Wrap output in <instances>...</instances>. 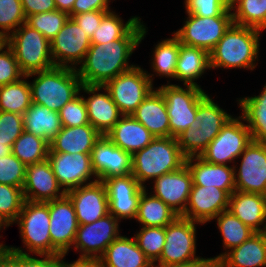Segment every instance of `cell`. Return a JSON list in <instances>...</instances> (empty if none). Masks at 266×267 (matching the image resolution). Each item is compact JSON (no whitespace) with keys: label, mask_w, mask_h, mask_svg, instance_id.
<instances>
[{"label":"cell","mask_w":266,"mask_h":267,"mask_svg":"<svg viewBox=\"0 0 266 267\" xmlns=\"http://www.w3.org/2000/svg\"><path fill=\"white\" fill-rule=\"evenodd\" d=\"M144 26L140 39H117L103 44H91L83 62L76 68L82 84L104 86L119 74L130 70L129 57L147 34Z\"/></svg>","instance_id":"obj_1"},{"label":"cell","mask_w":266,"mask_h":267,"mask_svg":"<svg viewBox=\"0 0 266 267\" xmlns=\"http://www.w3.org/2000/svg\"><path fill=\"white\" fill-rule=\"evenodd\" d=\"M261 31L233 23L209 53L210 68L254 70L259 61Z\"/></svg>","instance_id":"obj_2"},{"label":"cell","mask_w":266,"mask_h":267,"mask_svg":"<svg viewBox=\"0 0 266 267\" xmlns=\"http://www.w3.org/2000/svg\"><path fill=\"white\" fill-rule=\"evenodd\" d=\"M185 161L176 138L155 137L146 147L131 155V174L146 188V181L179 170Z\"/></svg>","instance_id":"obj_3"},{"label":"cell","mask_w":266,"mask_h":267,"mask_svg":"<svg viewBox=\"0 0 266 267\" xmlns=\"http://www.w3.org/2000/svg\"><path fill=\"white\" fill-rule=\"evenodd\" d=\"M26 76L35 77L30 82L32 103L55 112H59L66 103L75 98L82 86L77 70L69 67L54 66Z\"/></svg>","instance_id":"obj_4"},{"label":"cell","mask_w":266,"mask_h":267,"mask_svg":"<svg viewBox=\"0 0 266 267\" xmlns=\"http://www.w3.org/2000/svg\"><path fill=\"white\" fill-rule=\"evenodd\" d=\"M231 117L207 94L198 103L195 120L176 137L183 155L200 156Z\"/></svg>","instance_id":"obj_5"},{"label":"cell","mask_w":266,"mask_h":267,"mask_svg":"<svg viewBox=\"0 0 266 267\" xmlns=\"http://www.w3.org/2000/svg\"><path fill=\"white\" fill-rule=\"evenodd\" d=\"M20 71L28 74L48 70L55 66L50 50V41L36 29L23 23L7 39Z\"/></svg>","instance_id":"obj_6"},{"label":"cell","mask_w":266,"mask_h":267,"mask_svg":"<svg viewBox=\"0 0 266 267\" xmlns=\"http://www.w3.org/2000/svg\"><path fill=\"white\" fill-rule=\"evenodd\" d=\"M166 102L169 116L170 137L176 138L195 120L198 103L208 94L194 85L170 84L158 88Z\"/></svg>","instance_id":"obj_7"},{"label":"cell","mask_w":266,"mask_h":267,"mask_svg":"<svg viewBox=\"0 0 266 267\" xmlns=\"http://www.w3.org/2000/svg\"><path fill=\"white\" fill-rule=\"evenodd\" d=\"M14 223L18 224L22 243L29 254L51 255L49 201L25 200Z\"/></svg>","instance_id":"obj_8"},{"label":"cell","mask_w":266,"mask_h":267,"mask_svg":"<svg viewBox=\"0 0 266 267\" xmlns=\"http://www.w3.org/2000/svg\"><path fill=\"white\" fill-rule=\"evenodd\" d=\"M153 78L154 74L135 65L108 81L104 87L108 90L120 113L131 115L154 89Z\"/></svg>","instance_id":"obj_9"},{"label":"cell","mask_w":266,"mask_h":267,"mask_svg":"<svg viewBox=\"0 0 266 267\" xmlns=\"http://www.w3.org/2000/svg\"><path fill=\"white\" fill-rule=\"evenodd\" d=\"M188 14L182 28L173 34L183 45L201 48L210 53L234 23L229 7L221 16L200 17Z\"/></svg>","instance_id":"obj_10"},{"label":"cell","mask_w":266,"mask_h":267,"mask_svg":"<svg viewBox=\"0 0 266 267\" xmlns=\"http://www.w3.org/2000/svg\"><path fill=\"white\" fill-rule=\"evenodd\" d=\"M252 140L244 118L232 116L200 157L211 164L235 163V159L239 158Z\"/></svg>","instance_id":"obj_11"},{"label":"cell","mask_w":266,"mask_h":267,"mask_svg":"<svg viewBox=\"0 0 266 267\" xmlns=\"http://www.w3.org/2000/svg\"><path fill=\"white\" fill-rule=\"evenodd\" d=\"M196 224V225H195ZM201 224L178 216L165 227V244L158 264H181L201 260L196 255V228Z\"/></svg>","instance_id":"obj_12"},{"label":"cell","mask_w":266,"mask_h":267,"mask_svg":"<svg viewBox=\"0 0 266 267\" xmlns=\"http://www.w3.org/2000/svg\"><path fill=\"white\" fill-rule=\"evenodd\" d=\"M90 154L48 152L47 160L50 162L53 173L65 193L98 181L92 168ZM92 177L94 178L92 179Z\"/></svg>","instance_id":"obj_13"},{"label":"cell","mask_w":266,"mask_h":267,"mask_svg":"<svg viewBox=\"0 0 266 267\" xmlns=\"http://www.w3.org/2000/svg\"><path fill=\"white\" fill-rule=\"evenodd\" d=\"M119 222L109 213L93 223L79 225L73 250L80 253L79 258L99 259L106 248L121 235Z\"/></svg>","instance_id":"obj_14"},{"label":"cell","mask_w":266,"mask_h":267,"mask_svg":"<svg viewBox=\"0 0 266 267\" xmlns=\"http://www.w3.org/2000/svg\"><path fill=\"white\" fill-rule=\"evenodd\" d=\"M51 255H66L74 244L79 227L70 198L49 201Z\"/></svg>","instance_id":"obj_15"},{"label":"cell","mask_w":266,"mask_h":267,"mask_svg":"<svg viewBox=\"0 0 266 267\" xmlns=\"http://www.w3.org/2000/svg\"><path fill=\"white\" fill-rule=\"evenodd\" d=\"M240 158L239 168L234 165L236 191L266 196V142L252 140Z\"/></svg>","instance_id":"obj_16"},{"label":"cell","mask_w":266,"mask_h":267,"mask_svg":"<svg viewBox=\"0 0 266 267\" xmlns=\"http://www.w3.org/2000/svg\"><path fill=\"white\" fill-rule=\"evenodd\" d=\"M90 46V38L71 17L50 41L51 56L55 66L74 69L83 62Z\"/></svg>","instance_id":"obj_17"},{"label":"cell","mask_w":266,"mask_h":267,"mask_svg":"<svg viewBox=\"0 0 266 267\" xmlns=\"http://www.w3.org/2000/svg\"><path fill=\"white\" fill-rule=\"evenodd\" d=\"M102 182L107 192L109 213L120 222L122 219H135L145 187H142L132 174L112 176Z\"/></svg>","instance_id":"obj_18"},{"label":"cell","mask_w":266,"mask_h":267,"mask_svg":"<svg viewBox=\"0 0 266 267\" xmlns=\"http://www.w3.org/2000/svg\"><path fill=\"white\" fill-rule=\"evenodd\" d=\"M230 195L214 186L192 185L188 202L181 217L206 224L229 208Z\"/></svg>","instance_id":"obj_19"},{"label":"cell","mask_w":266,"mask_h":267,"mask_svg":"<svg viewBox=\"0 0 266 267\" xmlns=\"http://www.w3.org/2000/svg\"><path fill=\"white\" fill-rule=\"evenodd\" d=\"M90 155L93 171L99 181L132 172L131 154L118 148L105 135L95 142Z\"/></svg>","instance_id":"obj_20"},{"label":"cell","mask_w":266,"mask_h":267,"mask_svg":"<svg viewBox=\"0 0 266 267\" xmlns=\"http://www.w3.org/2000/svg\"><path fill=\"white\" fill-rule=\"evenodd\" d=\"M79 225L93 223L109 214L108 197L102 181L80 186L67 192Z\"/></svg>","instance_id":"obj_21"},{"label":"cell","mask_w":266,"mask_h":267,"mask_svg":"<svg viewBox=\"0 0 266 267\" xmlns=\"http://www.w3.org/2000/svg\"><path fill=\"white\" fill-rule=\"evenodd\" d=\"M152 195L161 199L179 216L186 208L193 185L192 175L185 164L179 170L163 174L153 181Z\"/></svg>","instance_id":"obj_22"},{"label":"cell","mask_w":266,"mask_h":267,"mask_svg":"<svg viewBox=\"0 0 266 267\" xmlns=\"http://www.w3.org/2000/svg\"><path fill=\"white\" fill-rule=\"evenodd\" d=\"M22 189L25 200L31 202H48L66 195L48 160L26 166Z\"/></svg>","instance_id":"obj_23"},{"label":"cell","mask_w":266,"mask_h":267,"mask_svg":"<svg viewBox=\"0 0 266 267\" xmlns=\"http://www.w3.org/2000/svg\"><path fill=\"white\" fill-rule=\"evenodd\" d=\"M104 92L100 93L99 91ZM91 96L84 97L89 123L105 135L119 121L122 114L104 86L82 84L80 92Z\"/></svg>","instance_id":"obj_24"},{"label":"cell","mask_w":266,"mask_h":267,"mask_svg":"<svg viewBox=\"0 0 266 267\" xmlns=\"http://www.w3.org/2000/svg\"><path fill=\"white\" fill-rule=\"evenodd\" d=\"M193 185L216 187L231 195L235 190L234 165L211 164L200 156L186 158Z\"/></svg>","instance_id":"obj_25"},{"label":"cell","mask_w":266,"mask_h":267,"mask_svg":"<svg viewBox=\"0 0 266 267\" xmlns=\"http://www.w3.org/2000/svg\"><path fill=\"white\" fill-rule=\"evenodd\" d=\"M228 210L255 232H266V196L234 191Z\"/></svg>","instance_id":"obj_26"},{"label":"cell","mask_w":266,"mask_h":267,"mask_svg":"<svg viewBox=\"0 0 266 267\" xmlns=\"http://www.w3.org/2000/svg\"><path fill=\"white\" fill-rule=\"evenodd\" d=\"M156 89V90H155ZM153 89L131 114L155 137H170L169 116L161 91Z\"/></svg>","instance_id":"obj_27"},{"label":"cell","mask_w":266,"mask_h":267,"mask_svg":"<svg viewBox=\"0 0 266 267\" xmlns=\"http://www.w3.org/2000/svg\"><path fill=\"white\" fill-rule=\"evenodd\" d=\"M105 136L118 148L131 155L146 147L155 138L132 115H122L119 121Z\"/></svg>","instance_id":"obj_28"},{"label":"cell","mask_w":266,"mask_h":267,"mask_svg":"<svg viewBox=\"0 0 266 267\" xmlns=\"http://www.w3.org/2000/svg\"><path fill=\"white\" fill-rule=\"evenodd\" d=\"M216 267H266V232H255L240 246L228 251Z\"/></svg>","instance_id":"obj_29"},{"label":"cell","mask_w":266,"mask_h":267,"mask_svg":"<svg viewBox=\"0 0 266 267\" xmlns=\"http://www.w3.org/2000/svg\"><path fill=\"white\" fill-rule=\"evenodd\" d=\"M101 136L91 124L75 127L62 126L50 142L49 152L91 153L95 142Z\"/></svg>","instance_id":"obj_30"},{"label":"cell","mask_w":266,"mask_h":267,"mask_svg":"<svg viewBox=\"0 0 266 267\" xmlns=\"http://www.w3.org/2000/svg\"><path fill=\"white\" fill-rule=\"evenodd\" d=\"M144 26L138 16H132L124 24L121 17L110 10L103 16L90 41L91 44H103L117 39H140Z\"/></svg>","instance_id":"obj_31"},{"label":"cell","mask_w":266,"mask_h":267,"mask_svg":"<svg viewBox=\"0 0 266 267\" xmlns=\"http://www.w3.org/2000/svg\"><path fill=\"white\" fill-rule=\"evenodd\" d=\"M103 267H151L152 262L138 247L134 237L120 235L99 258Z\"/></svg>","instance_id":"obj_32"},{"label":"cell","mask_w":266,"mask_h":267,"mask_svg":"<svg viewBox=\"0 0 266 267\" xmlns=\"http://www.w3.org/2000/svg\"><path fill=\"white\" fill-rule=\"evenodd\" d=\"M207 69H211L209 53L201 48L183 45L179 41L175 80L183 82V85L200 87L195 80L201 78Z\"/></svg>","instance_id":"obj_33"},{"label":"cell","mask_w":266,"mask_h":267,"mask_svg":"<svg viewBox=\"0 0 266 267\" xmlns=\"http://www.w3.org/2000/svg\"><path fill=\"white\" fill-rule=\"evenodd\" d=\"M24 130L45 139L49 144L62 129L59 112L32 103L23 114Z\"/></svg>","instance_id":"obj_34"},{"label":"cell","mask_w":266,"mask_h":267,"mask_svg":"<svg viewBox=\"0 0 266 267\" xmlns=\"http://www.w3.org/2000/svg\"><path fill=\"white\" fill-rule=\"evenodd\" d=\"M149 194V195H148ZM179 215L161 199L148 193L146 188L142 191L136 214V222L146 227H166Z\"/></svg>","instance_id":"obj_35"},{"label":"cell","mask_w":266,"mask_h":267,"mask_svg":"<svg viewBox=\"0 0 266 267\" xmlns=\"http://www.w3.org/2000/svg\"><path fill=\"white\" fill-rule=\"evenodd\" d=\"M237 101L253 141L266 142V84L259 95L240 97Z\"/></svg>","instance_id":"obj_36"},{"label":"cell","mask_w":266,"mask_h":267,"mask_svg":"<svg viewBox=\"0 0 266 267\" xmlns=\"http://www.w3.org/2000/svg\"><path fill=\"white\" fill-rule=\"evenodd\" d=\"M216 219L217 228L223 237L225 252L211 257L217 263L228 251L240 246L252 234L255 233L249 226L245 225L239 218L234 216L229 210L221 212ZM228 249V250H227Z\"/></svg>","instance_id":"obj_37"},{"label":"cell","mask_w":266,"mask_h":267,"mask_svg":"<svg viewBox=\"0 0 266 267\" xmlns=\"http://www.w3.org/2000/svg\"><path fill=\"white\" fill-rule=\"evenodd\" d=\"M27 76L18 82L0 86V111L23 115L32 104L31 87Z\"/></svg>","instance_id":"obj_38"},{"label":"cell","mask_w":266,"mask_h":267,"mask_svg":"<svg viewBox=\"0 0 266 267\" xmlns=\"http://www.w3.org/2000/svg\"><path fill=\"white\" fill-rule=\"evenodd\" d=\"M49 149L45 139L24 130L13 143L12 154L25 166H29L47 160Z\"/></svg>","instance_id":"obj_39"},{"label":"cell","mask_w":266,"mask_h":267,"mask_svg":"<svg viewBox=\"0 0 266 267\" xmlns=\"http://www.w3.org/2000/svg\"><path fill=\"white\" fill-rule=\"evenodd\" d=\"M234 24L266 29V0H230Z\"/></svg>","instance_id":"obj_40"},{"label":"cell","mask_w":266,"mask_h":267,"mask_svg":"<svg viewBox=\"0 0 266 267\" xmlns=\"http://www.w3.org/2000/svg\"><path fill=\"white\" fill-rule=\"evenodd\" d=\"M172 35V38H166L155 45L151 69L157 76L175 79L179 39L173 33Z\"/></svg>","instance_id":"obj_41"},{"label":"cell","mask_w":266,"mask_h":267,"mask_svg":"<svg viewBox=\"0 0 266 267\" xmlns=\"http://www.w3.org/2000/svg\"><path fill=\"white\" fill-rule=\"evenodd\" d=\"M68 19V13L56 9L27 16L25 23L43 34L48 41H51Z\"/></svg>","instance_id":"obj_42"},{"label":"cell","mask_w":266,"mask_h":267,"mask_svg":"<svg viewBox=\"0 0 266 267\" xmlns=\"http://www.w3.org/2000/svg\"><path fill=\"white\" fill-rule=\"evenodd\" d=\"M133 237L152 263L160 258L165 244V227L142 226Z\"/></svg>","instance_id":"obj_43"},{"label":"cell","mask_w":266,"mask_h":267,"mask_svg":"<svg viewBox=\"0 0 266 267\" xmlns=\"http://www.w3.org/2000/svg\"><path fill=\"white\" fill-rule=\"evenodd\" d=\"M25 198L21 187L0 184V215L11 225L19 216Z\"/></svg>","instance_id":"obj_44"},{"label":"cell","mask_w":266,"mask_h":267,"mask_svg":"<svg viewBox=\"0 0 266 267\" xmlns=\"http://www.w3.org/2000/svg\"><path fill=\"white\" fill-rule=\"evenodd\" d=\"M26 22L21 0H0V34L6 39Z\"/></svg>","instance_id":"obj_45"},{"label":"cell","mask_w":266,"mask_h":267,"mask_svg":"<svg viewBox=\"0 0 266 267\" xmlns=\"http://www.w3.org/2000/svg\"><path fill=\"white\" fill-rule=\"evenodd\" d=\"M26 166L12 153L0 158V184L23 187Z\"/></svg>","instance_id":"obj_46"},{"label":"cell","mask_w":266,"mask_h":267,"mask_svg":"<svg viewBox=\"0 0 266 267\" xmlns=\"http://www.w3.org/2000/svg\"><path fill=\"white\" fill-rule=\"evenodd\" d=\"M79 93L59 111L62 126L75 127L90 124L84 102V96Z\"/></svg>","instance_id":"obj_47"},{"label":"cell","mask_w":266,"mask_h":267,"mask_svg":"<svg viewBox=\"0 0 266 267\" xmlns=\"http://www.w3.org/2000/svg\"><path fill=\"white\" fill-rule=\"evenodd\" d=\"M23 132V115L0 111V144L13 146V143Z\"/></svg>","instance_id":"obj_48"},{"label":"cell","mask_w":266,"mask_h":267,"mask_svg":"<svg viewBox=\"0 0 266 267\" xmlns=\"http://www.w3.org/2000/svg\"><path fill=\"white\" fill-rule=\"evenodd\" d=\"M24 76L12 48L5 43L0 48V86L18 82Z\"/></svg>","instance_id":"obj_49"},{"label":"cell","mask_w":266,"mask_h":267,"mask_svg":"<svg viewBox=\"0 0 266 267\" xmlns=\"http://www.w3.org/2000/svg\"><path fill=\"white\" fill-rule=\"evenodd\" d=\"M186 13L200 17L221 16L229 7L230 0H185Z\"/></svg>","instance_id":"obj_50"},{"label":"cell","mask_w":266,"mask_h":267,"mask_svg":"<svg viewBox=\"0 0 266 267\" xmlns=\"http://www.w3.org/2000/svg\"><path fill=\"white\" fill-rule=\"evenodd\" d=\"M8 249L17 253H23V267H59L60 256H53L47 254H36L38 257H43L38 259L31 256L28 252L24 251L23 248H17L9 246Z\"/></svg>","instance_id":"obj_51"},{"label":"cell","mask_w":266,"mask_h":267,"mask_svg":"<svg viewBox=\"0 0 266 267\" xmlns=\"http://www.w3.org/2000/svg\"><path fill=\"white\" fill-rule=\"evenodd\" d=\"M108 11H91L71 16L78 26L83 29L86 35L91 39L92 35L98 29L103 16Z\"/></svg>","instance_id":"obj_52"},{"label":"cell","mask_w":266,"mask_h":267,"mask_svg":"<svg viewBox=\"0 0 266 267\" xmlns=\"http://www.w3.org/2000/svg\"><path fill=\"white\" fill-rule=\"evenodd\" d=\"M110 1L111 0H75L72 10L68 13L69 17L91 11H110Z\"/></svg>","instance_id":"obj_53"},{"label":"cell","mask_w":266,"mask_h":267,"mask_svg":"<svg viewBox=\"0 0 266 267\" xmlns=\"http://www.w3.org/2000/svg\"><path fill=\"white\" fill-rule=\"evenodd\" d=\"M21 4L26 17L56 10L54 0H21Z\"/></svg>","instance_id":"obj_54"},{"label":"cell","mask_w":266,"mask_h":267,"mask_svg":"<svg viewBox=\"0 0 266 267\" xmlns=\"http://www.w3.org/2000/svg\"><path fill=\"white\" fill-rule=\"evenodd\" d=\"M0 267H23V253H17L10 249L2 250Z\"/></svg>","instance_id":"obj_55"},{"label":"cell","mask_w":266,"mask_h":267,"mask_svg":"<svg viewBox=\"0 0 266 267\" xmlns=\"http://www.w3.org/2000/svg\"><path fill=\"white\" fill-rule=\"evenodd\" d=\"M65 256L66 255L60 256L59 267H103L100 259L78 258L76 261L69 263L68 261H65Z\"/></svg>","instance_id":"obj_56"},{"label":"cell","mask_w":266,"mask_h":267,"mask_svg":"<svg viewBox=\"0 0 266 267\" xmlns=\"http://www.w3.org/2000/svg\"><path fill=\"white\" fill-rule=\"evenodd\" d=\"M151 267H216L214 260L210 258H202L201 260L181 263V264H158L152 263Z\"/></svg>","instance_id":"obj_57"},{"label":"cell","mask_w":266,"mask_h":267,"mask_svg":"<svg viewBox=\"0 0 266 267\" xmlns=\"http://www.w3.org/2000/svg\"><path fill=\"white\" fill-rule=\"evenodd\" d=\"M75 0H54L56 9L69 13L72 10Z\"/></svg>","instance_id":"obj_58"},{"label":"cell","mask_w":266,"mask_h":267,"mask_svg":"<svg viewBox=\"0 0 266 267\" xmlns=\"http://www.w3.org/2000/svg\"><path fill=\"white\" fill-rule=\"evenodd\" d=\"M11 226L1 215H0V231L1 229H6L7 227ZM3 236H0V238ZM9 246L0 243V250H6Z\"/></svg>","instance_id":"obj_59"},{"label":"cell","mask_w":266,"mask_h":267,"mask_svg":"<svg viewBox=\"0 0 266 267\" xmlns=\"http://www.w3.org/2000/svg\"><path fill=\"white\" fill-rule=\"evenodd\" d=\"M12 153V146L7 144H0V158L8 156Z\"/></svg>","instance_id":"obj_60"},{"label":"cell","mask_w":266,"mask_h":267,"mask_svg":"<svg viewBox=\"0 0 266 267\" xmlns=\"http://www.w3.org/2000/svg\"><path fill=\"white\" fill-rule=\"evenodd\" d=\"M6 43V38L0 34V48L5 45Z\"/></svg>","instance_id":"obj_61"}]
</instances>
